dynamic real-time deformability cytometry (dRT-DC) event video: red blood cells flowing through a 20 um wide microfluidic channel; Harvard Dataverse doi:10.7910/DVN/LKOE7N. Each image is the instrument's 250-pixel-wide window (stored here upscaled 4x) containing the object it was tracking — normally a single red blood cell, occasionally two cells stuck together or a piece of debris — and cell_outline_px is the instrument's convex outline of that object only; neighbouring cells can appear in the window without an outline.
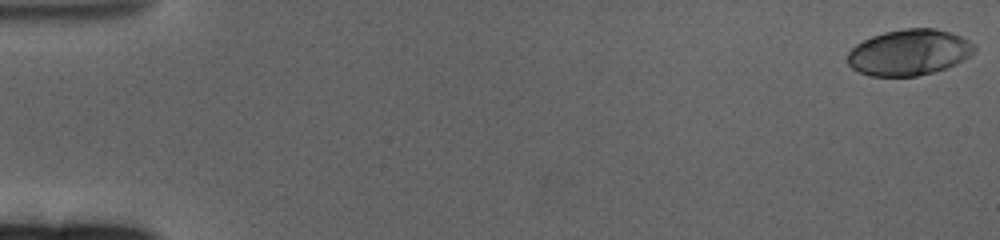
{"species": "human", "species_latin": "Homo sapiens", "temperature_condition": "cold", "stored_images_in_passage": 63, "camera_frame_rate_fps": 3000, "um_per_image_px": 0.085, "donor": {"sex": "female"}, "frame": {"image": 1, "passage_image": 1, "time_ms": 0.0, "image_size_px": [1000, 240], "cell_outline_px": [[976, 52], [956, 64], [932, 72], [916, 76], [872, 76], [860, 72], [852, 68], [848, 64], [848, 52], [856, 44], [872, 36], [884, 32], [904, 28], [932, 28], [948, 32], [960, 36], [976, 44]], "centroid_in_image_um": [77.28, 4.45], "position_along_channel_um": 7.7, "area_um2": 33.87}}
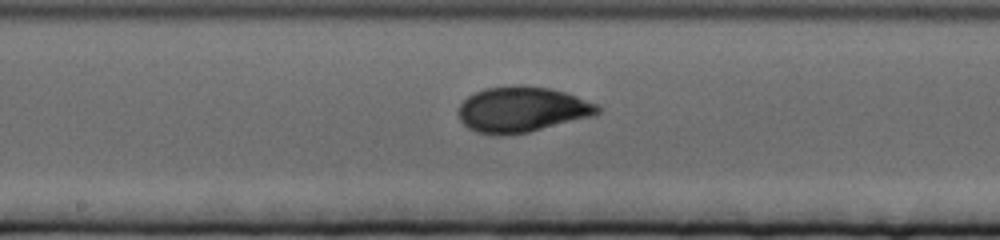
{"frame": {"image": 2, "passage_image": 34, "time_ms": 11.0, "image_size_px": [1000, 240], "cell_outline_px": [[600, 112], [596, 116], [528, 132], [504, 136], [492, 136], [476, 132], [468, 128], [460, 120], [456, 112], [460, 104], [468, 96], [484, 88], [516, 84], [520, 84], [552, 88], [576, 96], [596, 104], [600, 108]], "centroid_in_image_um": [44.34, 9.31], "position_along_channel_um": 203.9, "area_um2": 37.57}}
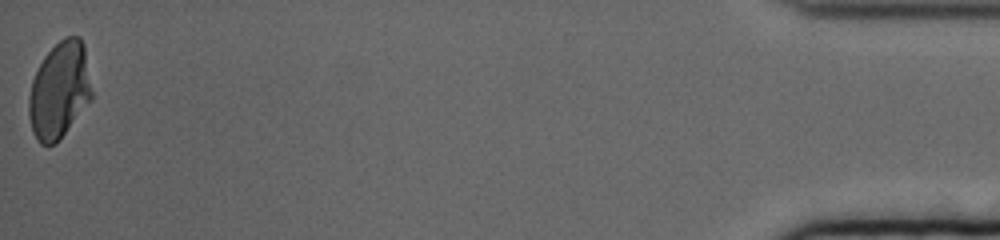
{"frame": {"image": 3, "passage_image": 63, "time_ms": 20.667, "image_size_px": [1000, 240], "cell_outline_px": [[92, 100], [60, 140], [56, 144], [40, 144], [36, 140], [32, 132], [28, 112], [28, 96], [32, 80], [44, 56], [60, 40], [68, 36], [80, 36], [84, 44], [92, 92]], "centroid_in_image_um": [5.05, 7.71], "position_along_channel_um": 430.2, "area_um2": 35.66}, "authors_computed_cell_mechanics": {"area_um2": 35.258, "velocity_mm_per_s": 3.2591, "shape_relaxation_time_tau1_ms": 3.8766, "shape_relaxation_time_tau2_ms": null, "deformation_change_tau1": 0.1638, "deformation_change_tau2": null}}